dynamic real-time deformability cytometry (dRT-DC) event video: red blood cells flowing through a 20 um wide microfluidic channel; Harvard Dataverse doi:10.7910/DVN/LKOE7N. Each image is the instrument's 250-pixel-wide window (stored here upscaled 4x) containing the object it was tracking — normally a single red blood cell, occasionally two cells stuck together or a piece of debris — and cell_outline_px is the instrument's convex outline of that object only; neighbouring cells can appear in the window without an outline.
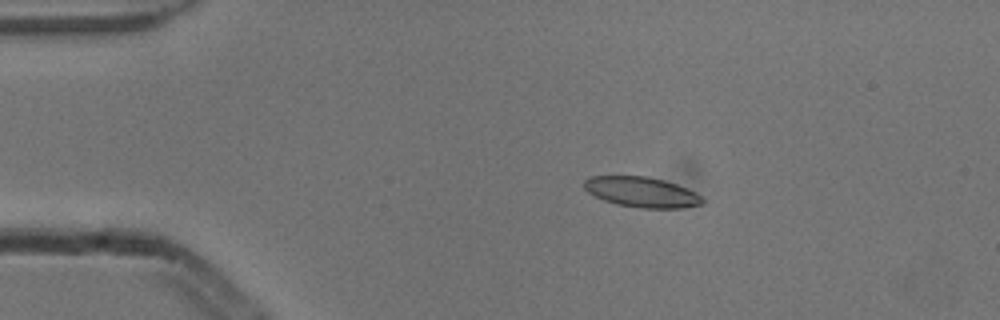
{"species": "common noctule bat (a hibernating species)", "species_latin": "Nyctalus noctula", "temperature_condition": "cold", "stored_images_in_passage": 6, "camera_frame_rate_fps": 3000, "um_per_image_px": 0.085, "animal": {"sex": "male", "body_mass_g": 13.3}, "frame": {"image": 1, "passage_image": 3, "time_ms": 0.667, "image_size_px": [1000, 320], "cell_outline_px": [[704, 204], [680, 208], [640, 208], [616, 204], [604, 200], [588, 192], [584, 188], [584, 180], [592, 176], [648, 176], [664, 180], [676, 184], [700, 196], [704, 200]], "centroid_in_image_um": [54.52, 16.33], "position_along_channel_um": 30.5, "area_um2": 20.69}}
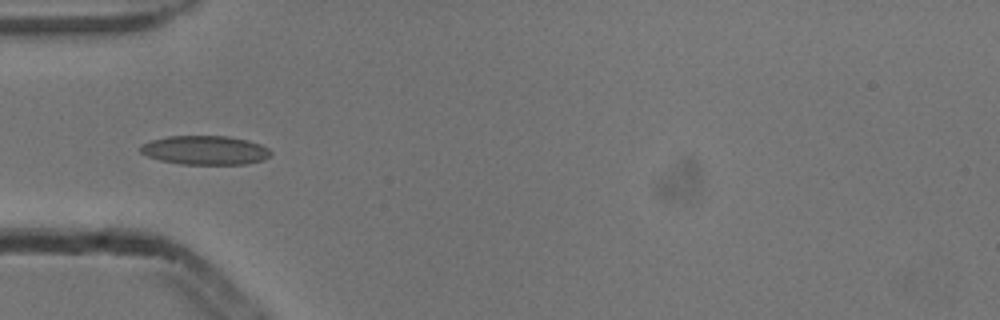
{"frame": {"image": 2, "passage_image": 5, "time_ms": 1.333, "image_size_px": [1000, 320], "cell_outline_px": [[272, 152], [264, 160], [244, 164], [180, 164], [160, 160], [148, 156], [140, 152], [140, 144], [152, 140], [168, 136], [228, 136], [248, 140], [260, 144], [268, 148]], "centroid_in_image_um": [17.43, 12.76], "position_along_channel_um": 67.6, "area_um2": 22.02}}
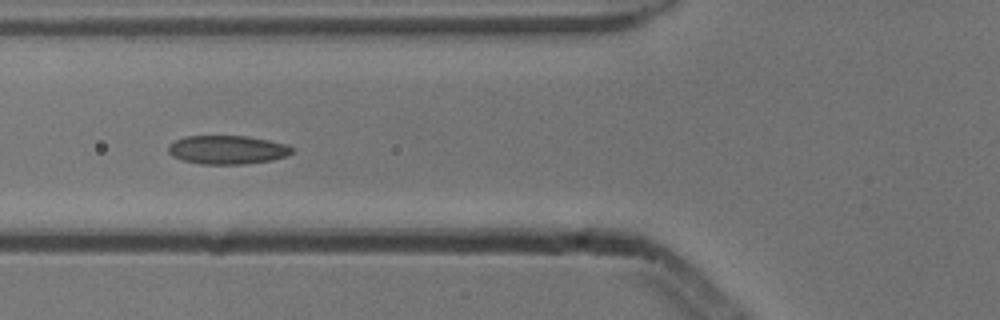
{"frame": {"image": 3, "passage_image": 6, "time_ms": 1.667, "image_size_px": [1000, 320], "cell_outline_px": [[292, 152], [288, 156], [272, 160], [244, 164], [200, 164], [184, 160], [172, 156], [168, 152], [168, 148], [176, 140], [184, 136], [248, 136], [288, 144], [292, 148]], "centroid_in_image_um": [19.35, 12.73], "position_along_channel_um": 106.4, "area_um2": 20.63}}